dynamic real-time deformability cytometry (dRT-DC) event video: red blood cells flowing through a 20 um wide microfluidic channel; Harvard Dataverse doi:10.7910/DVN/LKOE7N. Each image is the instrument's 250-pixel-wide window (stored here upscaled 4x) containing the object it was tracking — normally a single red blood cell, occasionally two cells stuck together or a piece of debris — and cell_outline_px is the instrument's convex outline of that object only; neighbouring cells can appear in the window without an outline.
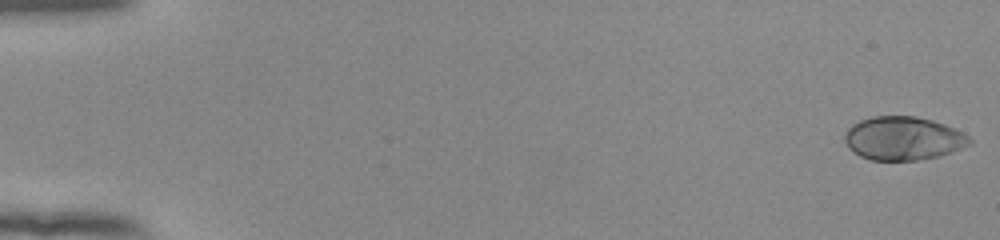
{"species": "human", "species_latin": "Homo sapiens", "temperature_condition": "room temperature", "stored_images_in_passage": 54, "camera_frame_rate_fps": 3000, "um_per_image_px": 0.085, "donor": {"sex": "female"}, "frame": {"image": 1, "passage_image": 1, "time_ms": 0.0, "image_size_px": [1000, 240], "cell_outline_px": [[972, 144], [940, 156], [920, 160], [872, 160], [860, 156], [852, 152], [848, 148], [844, 140], [844, 136], [848, 128], [852, 124], [860, 120], [872, 116], [916, 116], [932, 120], [944, 124], [968, 136], [972, 140]], "centroid_in_image_um": [76.74, 11.76], "position_along_channel_um": 8.3, "area_um2": 31.73}}
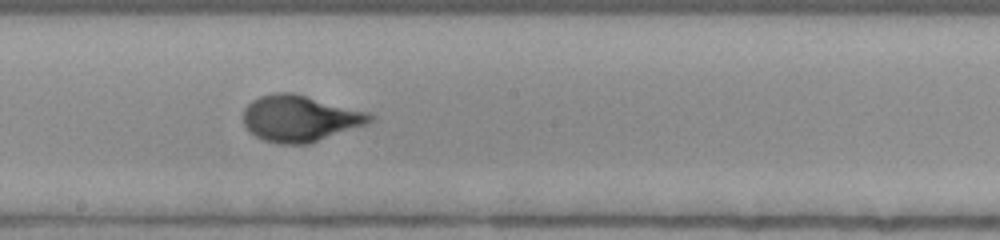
{"frame": {"image": 2, "passage_image": 31, "time_ms": 10.0, "image_size_px": [1000, 240], "cell_outline_px": [[376, 120], [368, 124], [308, 144], [276, 144], [264, 140], [256, 136], [244, 124], [244, 108], [252, 100], [260, 96], [272, 92], [292, 92], [368, 112], [376, 116]], "centroid_in_image_um": [25.52, 10.06], "position_along_channel_um": 222.7, "area_um2": 34.28}}
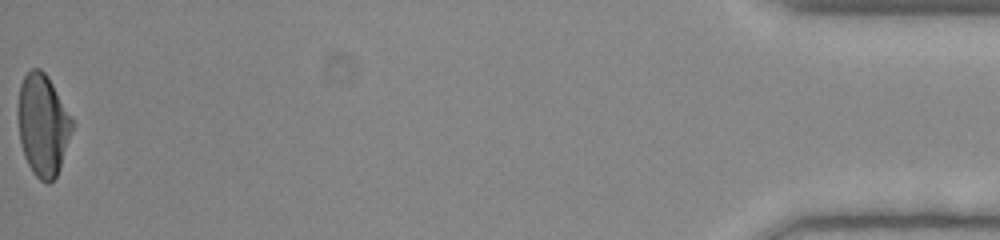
{"frame": {"image": 3, "passage_image": 54, "time_ms": 17.667, "image_size_px": [1000, 240], "cell_outline_px": [[76, 124], [60, 168], [56, 176], [48, 184], [40, 180], [32, 172], [24, 156], [20, 144], [16, 112], [16, 108], [20, 84], [24, 76], [32, 68], [40, 68], [48, 76]], "centroid_in_image_um": [3.64, 10.62], "position_along_channel_um": 431.6, "area_um2": 32.89}, "authors_computed_cell_mechanics": {"area_um2": 31.8767, "velocity_mm_per_s": 3.9139, "shape_relaxation_time_tau1_ms": 4.5578, "shape_relaxation_time_tau2_ms": null, "deformation_change_tau1": 0.2336, "deformation_change_tau2": null}}